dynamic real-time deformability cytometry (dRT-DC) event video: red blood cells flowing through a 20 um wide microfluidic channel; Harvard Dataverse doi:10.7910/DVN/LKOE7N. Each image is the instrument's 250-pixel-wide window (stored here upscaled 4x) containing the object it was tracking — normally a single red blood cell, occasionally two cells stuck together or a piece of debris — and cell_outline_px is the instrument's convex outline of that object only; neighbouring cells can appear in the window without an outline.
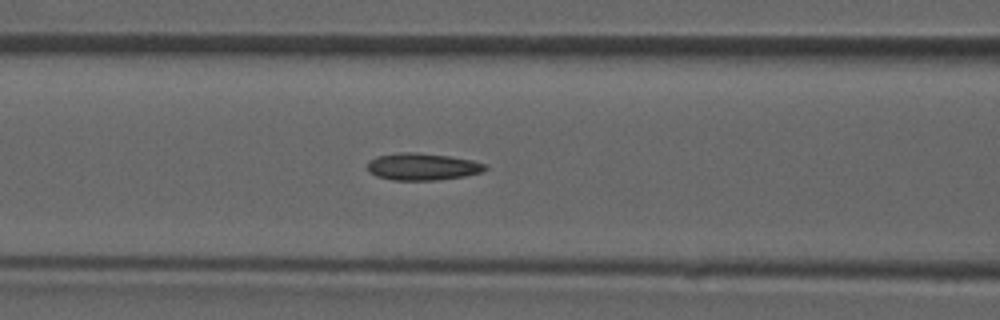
{"species": "common noctule bat (a hibernating species)", "species_latin": "Nyctalus noctula", "temperature_condition": "room temperature", "stored_images_in_passage": 44, "camera_frame_rate_fps": 3000, "um_per_image_px": 0.085, "animal": {"sex": "male", "forearm_length_mm": 52.5}, "frame": {"image": 1, "passage_image": 19, "time_ms": 6.0, "image_size_px": [1000, 320], "cell_outline_px": [[488, 168], [484, 172], [464, 176], [436, 180], [392, 180], [376, 176], [368, 172], [368, 160], [376, 156], [400, 152], [416, 152], [448, 156], [472, 160], [484, 164]], "centroid_in_image_um": [35.88, 14.16], "position_along_channel_um": 130.7, "area_um2": 18.67}}